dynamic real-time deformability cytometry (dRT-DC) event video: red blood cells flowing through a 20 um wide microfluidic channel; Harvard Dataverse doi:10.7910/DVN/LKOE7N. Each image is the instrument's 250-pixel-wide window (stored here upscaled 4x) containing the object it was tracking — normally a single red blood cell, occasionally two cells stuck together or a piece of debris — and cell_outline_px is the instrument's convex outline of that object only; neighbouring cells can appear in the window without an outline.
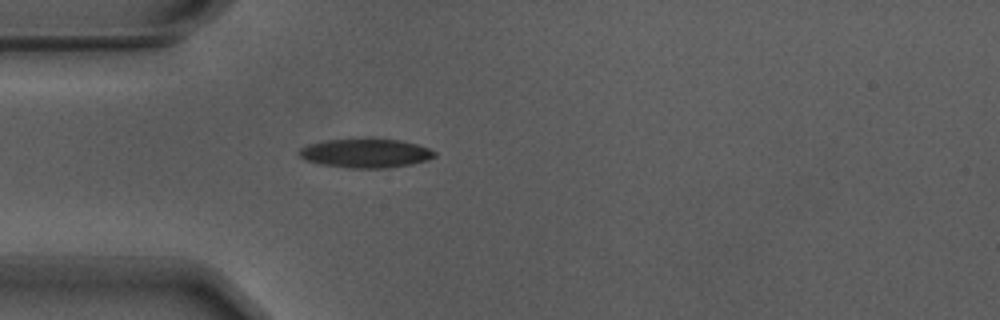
{"species": "Egyptian fruit bat (a non-hibernating species)", "species_latin": "Rousettus aegyptiacus", "temperature_condition": "warm", "stored_images_in_passage": 40, "camera_frame_rate_fps": 3000, "um_per_image_px": 0.085, "animal": {"sex": "male"}, "frame": {"image": 1, "passage_image": 1, "time_ms": 0.0, "image_size_px": [1000, 320], "cell_outline_px": [[436, 156], [428, 160], [412, 164], [388, 168], [348, 168], [320, 164], [308, 160], [300, 156], [296, 152], [300, 148], [308, 144], [328, 140], [368, 136], [400, 140], [416, 144], [428, 148], [436, 152]], "centroid_in_image_um": [31.09, 12.99], "position_along_channel_um": 53.9, "area_um2": 23.58}}
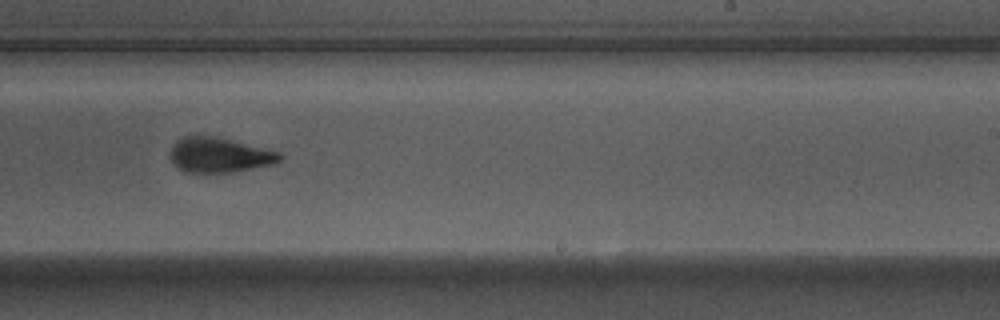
{"frame": {"image": 2, "passage_image": 19, "time_ms": 6.0, "image_size_px": [1000, 320], "cell_outline_px": [[284, 156], [276, 164], [232, 172], [188, 172], [180, 168], [172, 160], [172, 144], [180, 136], [212, 136], [280, 152]], "centroid_in_image_um": [18.68, 13.18], "position_along_channel_um": 270.3, "area_um2": 21.91}}
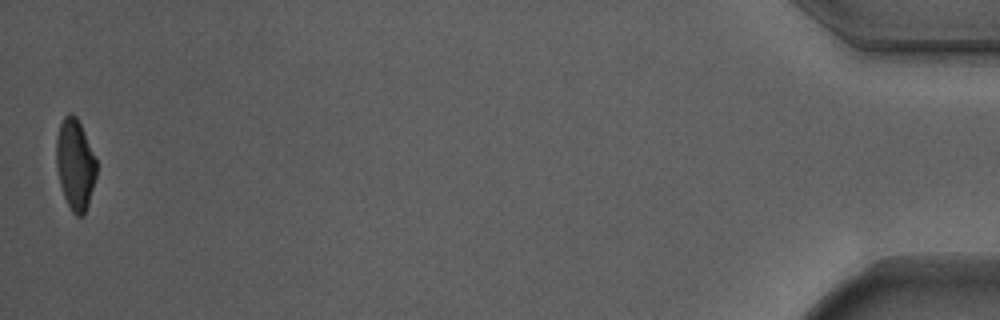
{"frame": {"image": 3, "passage_image": 40, "time_ms": 13.0, "image_size_px": [1000, 320], "cell_outline_px": [[96, 176], [88, 204], [84, 216], [76, 216], [72, 212], [64, 196], [60, 184], [56, 164], [56, 140], [60, 124], [64, 116], [68, 112], [72, 112], [76, 116], [84, 132], [96, 160]], "centroid_in_image_um": [6.38, 13.97], "position_along_channel_um": 428.8, "area_um2": 21.1}, "authors_computed_cell_mechanics": {"area_um2": 22.831, "velocity_mm_per_s": 3.7134, "shape_relaxation_time_tau1_ms": 3.6083, "shape_relaxation_time_tau2_ms": 1.4412, "deformation_change_tau1": 0.1737, "deformation_change_tau2": 0.0892}}